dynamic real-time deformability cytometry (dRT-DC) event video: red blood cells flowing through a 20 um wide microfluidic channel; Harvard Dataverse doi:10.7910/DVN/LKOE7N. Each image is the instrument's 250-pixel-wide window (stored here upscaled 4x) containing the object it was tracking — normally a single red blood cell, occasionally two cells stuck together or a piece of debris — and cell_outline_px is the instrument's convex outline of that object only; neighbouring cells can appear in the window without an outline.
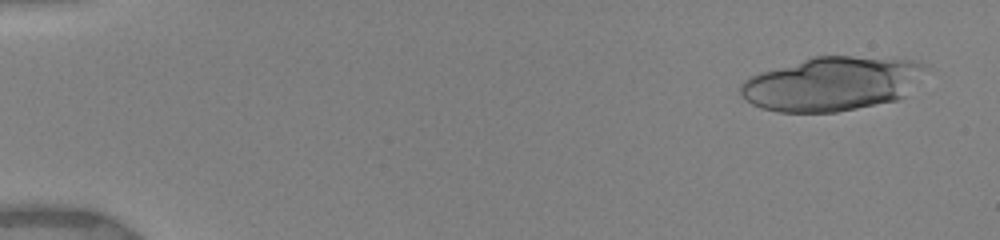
{"species": "human", "species_latin": "Homo sapiens", "temperature_condition": "warm", "stored_images_in_passage": 32, "camera_frame_rate_fps": 3000, "um_per_image_px": 0.085, "donor": {"sex": "female"}, "frame": {"image": 1, "passage_image": 2, "time_ms": 0.333, "image_size_px": [1000, 240], "cell_outline_px": [[928, 68], [904, 96], [896, 100], [836, 112], [780, 112], [760, 108], [752, 104], [740, 92], [740, 84], [748, 76], [760, 72], [812, 56], [852, 56], [920, 60], [928, 64]], "centroid_in_image_um": [70.72, 7.1], "position_along_channel_um": 14.3, "area_um2": 58.32}}
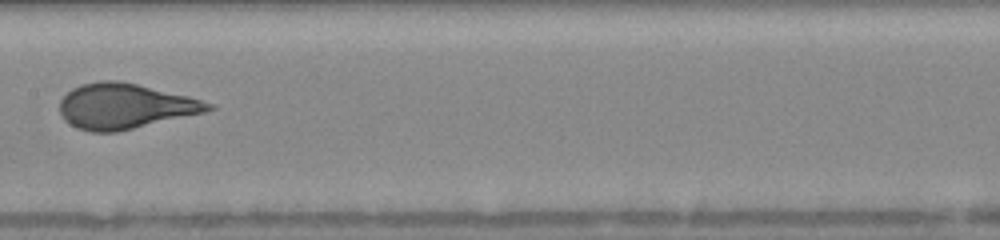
{"frame": {"image": 2, "passage_image": 16, "time_ms": 8.667, "image_size_px": [1000, 240], "cell_outline_px": [[216, 108], [204, 112], [116, 132], [92, 132], [76, 128], [68, 124], [64, 120], [60, 112], [60, 100], [72, 88], [80, 84], [104, 80], [116, 80], [136, 84], [188, 96], [216, 104]], "centroid_in_image_um": [10.59, 9.03], "position_along_channel_um": 196.8, "area_um2": 39.02}, "authors_computed_cell_mechanics": {"area_um2": 36.992, "velocity_mm_per_s": 3.9616, "shape_relaxation_time_tau1_ms": 8.0228, "shape_relaxation_time_tau2_ms": null, "deformation_change_tau1": 0.2914, "deformation_change_tau2": null}}